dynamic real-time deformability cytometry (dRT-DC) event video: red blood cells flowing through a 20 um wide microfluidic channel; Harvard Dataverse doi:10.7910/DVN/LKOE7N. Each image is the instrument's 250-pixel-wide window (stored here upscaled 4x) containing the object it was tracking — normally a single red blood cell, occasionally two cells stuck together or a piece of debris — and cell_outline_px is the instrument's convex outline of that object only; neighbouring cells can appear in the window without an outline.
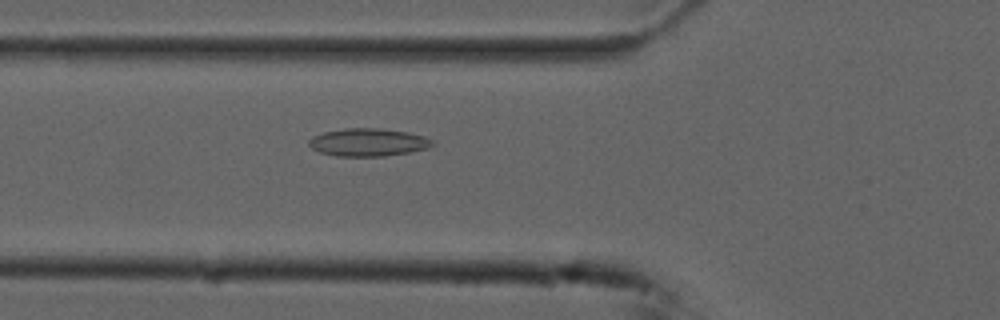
{"species": "common noctule bat (a hibernating species)", "species_latin": "Nyctalus noctula", "temperature_condition": "cold", "stored_images_in_passage": 55, "camera_frame_rate_fps": 3000, "um_per_image_px": 0.085, "animal": {"sex": "male", "forearm_length_mm": 52.5}, "frame": {"image": 1, "passage_image": 20, "time_ms": 6.333, "image_size_px": [1000, 320], "cell_outline_px": [[436, 144], [428, 148], [408, 152], [384, 156], [336, 156], [320, 152], [312, 148], [308, 144], [308, 140], [312, 136], [324, 132], [344, 128], [380, 128], [408, 132], [424, 136], [432, 140]], "centroid_in_image_um": [31.29, 12.09], "position_along_channel_um": 94.5, "area_um2": 20.06}}
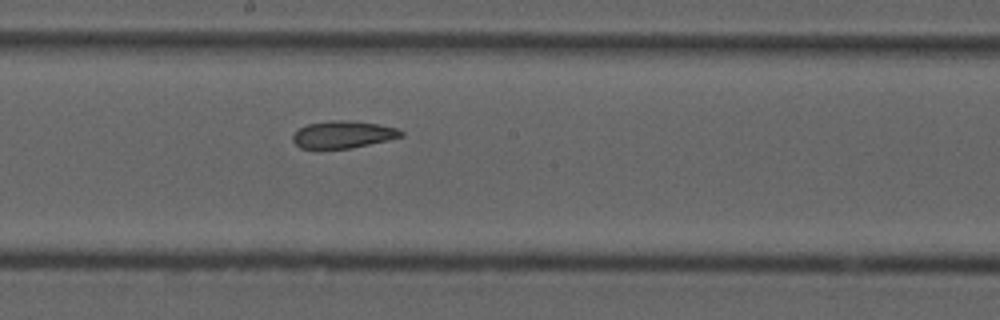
{"frame": {"image": 2, "passage_image": 30, "time_ms": 9.667, "image_size_px": [1000, 320], "cell_outline_px": [[404, 136], [388, 140], [352, 148], [300, 148], [292, 140], [292, 136], [300, 128], [308, 124], [328, 120], [344, 120], [376, 124], [396, 128], [404, 132]], "centroid_in_image_um": [29.16, 11.43], "position_along_channel_um": 219.0, "area_um2": 16.99}}
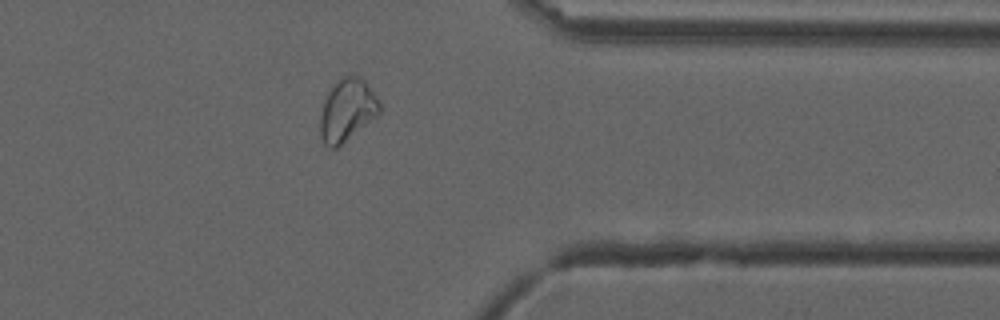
{"frame": {"image": 3, "passage_image": 44, "time_ms": 14.333, "image_size_px": [1000, 320], "cell_outline_px": [[384, 108], [376, 116], [336, 148], [328, 148], [324, 144], [320, 136], [320, 116], [324, 100], [328, 92], [344, 76], [360, 76], [364, 80], [380, 100]], "centroid_in_image_um": [29.52, 9.37], "position_along_channel_um": 381.9, "area_um2": 21.39}, "authors_computed_cell_mechanics": {"area_um2": 20.7502, "velocity_mm_per_s": 3.7333, "shape_relaxation_time_tau1_ms": null, "shape_relaxation_time_tau2_ms": 2.5681, "deformation_change_tau1": null, "deformation_change_tau2": 0.0877}}